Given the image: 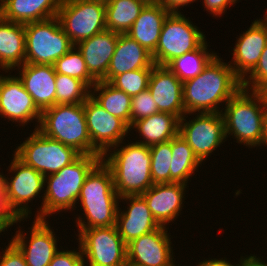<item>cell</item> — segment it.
<instances>
[{"label":"cell","mask_w":267,"mask_h":266,"mask_svg":"<svg viewBox=\"0 0 267 266\" xmlns=\"http://www.w3.org/2000/svg\"><path fill=\"white\" fill-rule=\"evenodd\" d=\"M242 81L235 75L230 64L215 55L202 72L183 82L185 113H221L226 104L240 89ZM221 104V105H220Z\"/></svg>","instance_id":"1"},{"label":"cell","mask_w":267,"mask_h":266,"mask_svg":"<svg viewBox=\"0 0 267 266\" xmlns=\"http://www.w3.org/2000/svg\"><path fill=\"white\" fill-rule=\"evenodd\" d=\"M119 199L111 169L101 160L85 178L77 199L84 215L74 221L78 229L116 225Z\"/></svg>","instance_id":"2"},{"label":"cell","mask_w":267,"mask_h":266,"mask_svg":"<svg viewBox=\"0 0 267 266\" xmlns=\"http://www.w3.org/2000/svg\"><path fill=\"white\" fill-rule=\"evenodd\" d=\"M225 105L221 114L226 139L231 135L236 143L249 148L265 147L262 145L267 102L263 92L241 88Z\"/></svg>","instance_id":"3"},{"label":"cell","mask_w":267,"mask_h":266,"mask_svg":"<svg viewBox=\"0 0 267 266\" xmlns=\"http://www.w3.org/2000/svg\"><path fill=\"white\" fill-rule=\"evenodd\" d=\"M102 161L111 169L114 188L120 197L142 195L153 186L148 146L122 141L109 149Z\"/></svg>","instance_id":"4"},{"label":"cell","mask_w":267,"mask_h":266,"mask_svg":"<svg viewBox=\"0 0 267 266\" xmlns=\"http://www.w3.org/2000/svg\"><path fill=\"white\" fill-rule=\"evenodd\" d=\"M101 160L100 155H80L57 173L46 176L42 219L62 211L76 210L85 178Z\"/></svg>","instance_id":"5"},{"label":"cell","mask_w":267,"mask_h":266,"mask_svg":"<svg viewBox=\"0 0 267 266\" xmlns=\"http://www.w3.org/2000/svg\"><path fill=\"white\" fill-rule=\"evenodd\" d=\"M37 130L44 136L74 148L81 155H92L83 103L55 104L41 112Z\"/></svg>","instance_id":"6"},{"label":"cell","mask_w":267,"mask_h":266,"mask_svg":"<svg viewBox=\"0 0 267 266\" xmlns=\"http://www.w3.org/2000/svg\"><path fill=\"white\" fill-rule=\"evenodd\" d=\"M9 165L7 170L9 171V175L12 173L10 175V177L12 176L11 178H8L9 175L5 177L3 172H0L3 192L9 208L18 218H24L26 220L32 216V210H30L31 207L28 204L35 198L41 199L42 197L41 207L37 209L36 217H34L42 219L45 177L32 167L25 165L14 154Z\"/></svg>","instance_id":"7"},{"label":"cell","mask_w":267,"mask_h":266,"mask_svg":"<svg viewBox=\"0 0 267 266\" xmlns=\"http://www.w3.org/2000/svg\"><path fill=\"white\" fill-rule=\"evenodd\" d=\"M24 27L25 63L54 65L74 46L57 16L28 23Z\"/></svg>","instance_id":"8"},{"label":"cell","mask_w":267,"mask_h":266,"mask_svg":"<svg viewBox=\"0 0 267 266\" xmlns=\"http://www.w3.org/2000/svg\"><path fill=\"white\" fill-rule=\"evenodd\" d=\"M14 155L25 165L46 177L71 164L81 154L74 148L48 138L35 129L23 143L16 147Z\"/></svg>","instance_id":"9"},{"label":"cell","mask_w":267,"mask_h":266,"mask_svg":"<svg viewBox=\"0 0 267 266\" xmlns=\"http://www.w3.org/2000/svg\"><path fill=\"white\" fill-rule=\"evenodd\" d=\"M203 31L180 13H170L163 24L152 54L155 65L166 66L174 58L198 49L205 41Z\"/></svg>","instance_id":"10"},{"label":"cell","mask_w":267,"mask_h":266,"mask_svg":"<svg viewBox=\"0 0 267 266\" xmlns=\"http://www.w3.org/2000/svg\"><path fill=\"white\" fill-rule=\"evenodd\" d=\"M57 17L74 45L107 30L106 5L101 1L62 0Z\"/></svg>","instance_id":"11"},{"label":"cell","mask_w":267,"mask_h":266,"mask_svg":"<svg viewBox=\"0 0 267 266\" xmlns=\"http://www.w3.org/2000/svg\"><path fill=\"white\" fill-rule=\"evenodd\" d=\"M85 266H125L127 245L118 234L115 225L77 229Z\"/></svg>","instance_id":"12"},{"label":"cell","mask_w":267,"mask_h":266,"mask_svg":"<svg viewBox=\"0 0 267 266\" xmlns=\"http://www.w3.org/2000/svg\"><path fill=\"white\" fill-rule=\"evenodd\" d=\"M197 114V115H196ZM186 113L179 120L178 134L203 162L226 141L224 119L221 113H193L189 120Z\"/></svg>","instance_id":"13"},{"label":"cell","mask_w":267,"mask_h":266,"mask_svg":"<svg viewBox=\"0 0 267 266\" xmlns=\"http://www.w3.org/2000/svg\"><path fill=\"white\" fill-rule=\"evenodd\" d=\"M87 131L92 143V155L103 156L130 134L129 126L108 113L91 96L83 103ZM125 138V139H124Z\"/></svg>","instance_id":"14"},{"label":"cell","mask_w":267,"mask_h":266,"mask_svg":"<svg viewBox=\"0 0 267 266\" xmlns=\"http://www.w3.org/2000/svg\"><path fill=\"white\" fill-rule=\"evenodd\" d=\"M10 73L12 71L8 75L0 74V117L18 123L19 127L35 121V130L41 119V111L19 77Z\"/></svg>","instance_id":"15"},{"label":"cell","mask_w":267,"mask_h":266,"mask_svg":"<svg viewBox=\"0 0 267 266\" xmlns=\"http://www.w3.org/2000/svg\"><path fill=\"white\" fill-rule=\"evenodd\" d=\"M32 223L28 228L31 231H27L30 237L19 226L10 241L22 252L27 266H49L59 251V237L57 238L47 219L35 218Z\"/></svg>","instance_id":"16"},{"label":"cell","mask_w":267,"mask_h":266,"mask_svg":"<svg viewBox=\"0 0 267 266\" xmlns=\"http://www.w3.org/2000/svg\"><path fill=\"white\" fill-rule=\"evenodd\" d=\"M167 226L144 234L127 244V262L138 266H169L173 261Z\"/></svg>","instance_id":"17"},{"label":"cell","mask_w":267,"mask_h":266,"mask_svg":"<svg viewBox=\"0 0 267 266\" xmlns=\"http://www.w3.org/2000/svg\"><path fill=\"white\" fill-rule=\"evenodd\" d=\"M239 35L233 48L232 61L228 63L243 81L254 70L267 45V23L257 18L247 31Z\"/></svg>","instance_id":"18"},{"label":"cell","mask_w":267,"mask_h":266,"mask_svg":"<svg viewBox=\"0 0 267 266\" xmlns=\"http://www.w3.org/2000/svg\"><path fill=\"white\" fill-rule=\"evenodd\" d=\"M119 200V204L124 201L128 204L127 209L123 206L124 210L118 207L115 225L126 245L160 227L141 195L123 196Z\"/></svg>","instance_id":"19"},{"label":"cell","mask_w":267,"mask_h":266,"mask_svg":"<svg viewBox=\"0 0 267 266\" xmlns=\"http://www.w3.org/2000/svg\"><path fill=\"white\" fill-rule=\"evenodd\" d=\"M148 90L159 112L173 114L179 120L186 114L183 104V82L168 67L153 66Z\"/></svg>","instance_id":"20"},{"label":"cell","mask_w":267,"mask_h":266,"mask_svg":"<svg viewBox=\"0 0 267 266\" xmlns=\"http://www.w3.org/2000/svg\"><path fill=\"white\" fill-rule=\"evenodd\" d=\"M187 187L182 183L153 184L141 195L160 226L170 225L182 213Z\"/></svg>","instance_id":"21"},{"label":"cell","mask_w":267,"mask_h":266,"mask_svg":"<svg viewBox=\"0 0 267 266\" xmlns=\"http://www.w3.org/2000/svg\"><path fill=\"white\" fill-rule=\"evenodd\" d=\"M14 70L18 71L17 76L41 112L56 104V72L53 65L24 63Z\"/></svg>","instance_id":"22"},{"label":"cell","mask_w":267,"mask_h":266,"mask_svg":"<svg viewBox=\"0 0 267 266\" xmlns=\"http://www.w3.org/2000/svg\"><path fill=\"white\" fill-rule=\"evenodd\" d=\"M117 40L118 33L105 30L75 45L81 52L89 73L97 81L102 80L107 74Z\"/></svg>","instance_id":"23"},{"label":"cell","mask_w":267,"mask_h":266,"mask_svg":"<svg viewBox=\"0 0 267 266\" xmlns=\"http://www.w3.org/2000/svg\"><path fill=\"white\" fill-rule=\"evenodd\" d=\"M152 54L127 34H118L115 52L107 74L102 81L110 82L115 76L141 68H153Z\"/></svg>","instance_id":"24"},{"label":"cell","mask_w":267,"mask_h":266,"mask_svg":"<svg viewBox=\"0 0 267 266\" xmlns=\"http://www.w3.org/2000/svg\"><path fill=\"white\" fill-rule=\"evenodd\" d=\"M62 0H0V17L28 24L56 17Z\"/></svg>","instance_id":"25"},{"label":"cell","mask_w":267,"mask_h":266,"mask_svg":"<svg viewBox=\"0 0 267 266\" xmlns=\"http://www.w3.org/2000/svg\"><path fill=\"white\" fill-rule=\"evenodd\" d=\"M169 14L161 4L146 5L126 34L153 54L164 21Z\"/></svg>","instance_id":"26"},{"label":"cell","mask_w":267,"mask_h":266,"mask_svg":"<svg viewBox=\"0 0 267 266\" xmlns=\"http://www.w3.org/2000/svg\"><path fill=\"white\" fill-rule=\"evenodd\" d=\"M25 63L24 24L0 17V69L7 74Z\"/></svg>","instance_id":"27"},{"label":"cell","mask_w":267,"mask_h":266,"mask_svg":"<svg viewBox=\"0 0 267 266\" xmlns=\"http://www.w3.org/2000/svg\"><path fill=\"white\" fill-rule=\"evenodd\" d=\"M129 129L130 132L131 130L138 132L139 138H142L136 140V143L150 147L175 137L179 131V119L173 114L158 112L135 121Z\"/></svg>","instance_id":"28"},{"label":"cell","mask_w":267,"mask_h":266,"mask_svg":"<svg viewBox=\"0 0 267 266\" xmlns=\"http://www.w3.org/2000/svg\"><path fill=\"white\" fill-rule=\"evenodd\" d=\"M90 96L108 113L131 126V96L102 80L90 89Z\"/></svg>","instance_id":"29"},{"label":"cell","mask_w":267,"mask_h":266,"mask_svg":"<svg viewBox=\"0 0 267 266\" xmlns=\"http://www.w3.org/2000/svg\"><path fill=\"white\" fill-rule=\"evenodd\" d=\"M172 161L170 166V183L188 185L193 173L198 171L202 162L194 154L192 148L177 134L171 139Z\"/></svg>","instance_id":"30"},{"label":"cell","mask_w":267,"mask_h":266,"mask_svg":"<svg viewBox=\"0 0 267 266\" xmlns=\"http://www.w3.org/2000/svg\"><path fill=\"white\" fill-rule=\"evenodd\" d=\"M106 5V28L126 34L146 6L140 0H110Z\"/></svg>","instance_id":"31"},{"label":"cell","mask_w":267,"mask_h":266,"mask_svg":"<svg viewBox=\"0 0 267 266\" xmlns=\"http://www.w3.org/2000/svg\"><path fill=\"white\" fill-rule=\"evenodd\" d=\"M218 53L210 52L205 41L198 49L174 58L168 67L180 81L185 82L198 76L209 61Z\"/></svg>","instance_id":"32"},{"label":"cell","mask_w":267,"mask_h":266,"mask_svg":"<svg viewBox=\"0 0 267 266\" xmlns=\"http://www.w3.org/2000/svg\"><path fill=\"white\" fill-rule=\"evenodd\" d=\"M53 66L56 73L80 79L90 89L97 82L89 73L83 56L75 45L65 55L57 59Z\"/></svg>","instance_id":"33"},{"label":"cell","mask_w":267,"mask_h":266,"mask_svg":"<svg viewBox=\"0 0 267 266\" xmlns=\"http://www.w3.org/2000/svg\"><path fill=\"white\" fill-rule=\"evenodd\" d=\"M56 104L84 103L90 96V88L80 79L56 73Z\"/></svg>","instance_id":"34"},{"label":"cell","mask_w":267,"mask_h":266,"mask_svg":"<svg viewBox=\"0 0 267 266\" xmlns=\"http://www.w3.org/2000/svg\"><path fill=\"white\" fill-rule=\"evenodd\" d=\"M149 150L153 184L170 183V166L173 156L171 140L150 146Z\"/></svg>","instance_id":"35"},{"label":"cell","mask_w":267,"mask_h":266,"mask_svg":"<svg viewBox=\"0 0 267 266\" xmlns=\"http://www.w3.org/2000/svg\"><path fill=\"white\" fill-rule=\"evenodd\" d=\"M153 68H141L115 76L109 83L133 97L148 89Z\"/></svg>","instance_id":"36"},{"label":"cell","mask_w":267,"mask_h":266,"mask_svg":"<svg viewBox=\"0 0 267 266\" xmlns=\"http://www.w3.org/2000/svg\"><path fill=\"white\" fill-rule=\"evenodd\" d=\"M159 112V109L147 89L131 99V125L140 119L149 117Z\"/></svg>","instance_id":"37"},{"label":"cell","mask_w":267,"mask_h":266,"mask_svg":"<svg viewBox=\"0 0 267 266\" xmlns=\"http://www.w3.org/2000/svg\"><path fill=\"white\" fill-rule=\"evenodd\" d=\"M242 88L258 92L267 88V45L254 70L242 81Z\"/></svg>","instance_id":"38"},{"label":"cell","mask_w":267,"mask_h":266,"mask_svg":"<svg viewBox=\"0 0 267 266\" xmlns=\"http://www.w3.org/2000/svg\"><path fill=\"white\" fill-rule=\"evenodd\" d=\"M49 266H85L83 255L78 245V249H61L55 254Z\"/></svg>","instance_id":"39"},{"label":"cell","mask_w":267,"mask_h":266,"mask_svg":"<svg viewBox=\"0 0 267 266\" xmlns=\"http://www.w3.org/2000/svg\"><path fill=\"white\" fill-rule=\"evenodd\" d=\"M23 220L24 218H18L9 208L6 197L3 192L2 179L0 175V229L5 234L8 228L11 229L13 225H17L18 222L20 224Z\"/></svg>","instance_id":"40"},{"label":"cell","mask_w":267,"mask_h":266,"mask_svg":"<svg viewBox=\"0 0 267 266\" xmlns=\"http://www.w3.org/2000/svg\"><path fill=\"white\" fill-rule=\"evenodd\" d=\"M0 254V266H27L22 252L11 242H8Z\"/></svg>","instance_id":"41"},{"label":"cell","mask_w":267,"mask_h":266,"mask_svg":"<svg viewBox=\"0 0 267 266\" xmlns=\"http://www.w3.org/2000/svg\"><path fill=\"white\" fill-rule=\"evenodd\" d=\"M237 2L239 0H203V6L209 14L213 15L212 17H220L229 9L228 7H232Z\"/></svg>","instance_id":"42"},{"label":"cell","mask_w":267,"mask_h":266,"mask_svg":"<svg viewBox=\"0 0 267 266\" xmlns=\"http://www.w3.org/2000/svg\"><path fill=\"white\" fill-rule=\"evenodd\" d=\"M196 0H160V4L169 12V13H180L179 8L187 6L195 2Z\"/></svg>","instance_id":"43"},{"label":"cell","mask_w":267,"mask_h":266,"mask_svg":"<svg viewBox=\"0 0 267 266\" xmlns=\"http://www.w3.org/2000/svg\"><path fill=\"white\" fill-rule=\"evenodd\" d=\"M228 258H213V259H205L203 261H201L200 263H198L199 266H241L242 263V256L240 257V260L238 261V264H233L231 263V261L229 262L227 260ZM233 264V265H232Z\"/></svg>","instance_id":"44"},{"label":"cell","mask_w":267,"mask_h":266,"mask_svg":"<svg viewBox=\"0 0 267 266\" xmlns=\"http://www.w3.org/2000/svg\"><path fill=\"white\" fill-rule=\"evenodd\" d=\"M243 256L241 266H267V261L262 260L259 256L255 254H250V256Z\"/></svg>","instance_id":"45"},{"label":"cell","mask_w":267,"mask_h":266,"mask_svg":"<svg viewBox=\"0 0 267 266\" xmlns=\"http://www.w3.org/2000/svg\"><path fill=\"white\" fill-rule=\"evenodd\" d=\"M263 145L267 147V112L265 116V121H264V140H263Z\"/></svg>","instance_id":"46"},{"label":"cell","mask_w":267,"mask_h":266,"mask_svg":"<svg viewBox=\"0 0 267 266\" xmlns=\"http://www.w3.org/2000/svg\"><path fill=\"white\" fill-rule=\"evenodd\" d=\"M146 5H158L160 4V0H140Z\"/></svg>","instance_id":"47"},{"label":"cell","mask_w":267,"mask_h":266,"mask_svg":"<svg viewBox=\"0 0 267 266\" xmlns=\"http://www.w3.org/2000/svg\"><path fill=\"white\" fill-rule=\"evenodd\" d=\"M169 266H181V264L180 265L176 264L175 260H173ZM182 266H185V265H182ZM186 266H189V265H186ZM196 266H198V264Z\"/></svg>","instance_id":"48"},{"label":"cell","mask_w":267,"mask_h":266,"mask_svg":"<svg viewBox=\"0 0 267 266\" xmlns=\"http://www.w3.org/2000/svg\"><path fill=\"white\" fill-rule=\"evenodd\" d=\"M263 20L267 23V9L265 15L263 16Z\"/></svg>","instance_id":"49"},{"label":"cell","mask_w":267,"mask_h":266,"mask_svg":"<svg viewBox=\"0 0 267 266\" xmlns=\"http://www.w3.org/2000/svg\"><path fill=\"white\" fill-rule=\"evenodd\" d=\"M263 94H264V96L266 98V102H267V88L263 91Z\"/></svg>","instance_id":"50"},{"label":"cell","mask_w":267,"mask_h":266,"mask_svg":"<svg viewBox=\"0 0 267 266\" xmlns=\"http://www.w3.org/2000/svg\"><path fill=\"white\" fill-rule=\"evenodd\" d=\"M125 266H138V265H133V264L127 262Z\"/></svg>","instance_id":"51"},{"label":"cell","mask_w":267,"mask_h":266,"mask_svg":"<svg viewBox=\"0 0 267 266\" xmlns=\"http://www.w3.org/2000/svg\"><path fill=\"white\" fill-rule=\"evenodd\" d=\"M97 1H101V2L107 3V2H109L110 0H97Z\"/></svg>","instance_id":"52"}]
</instances>
